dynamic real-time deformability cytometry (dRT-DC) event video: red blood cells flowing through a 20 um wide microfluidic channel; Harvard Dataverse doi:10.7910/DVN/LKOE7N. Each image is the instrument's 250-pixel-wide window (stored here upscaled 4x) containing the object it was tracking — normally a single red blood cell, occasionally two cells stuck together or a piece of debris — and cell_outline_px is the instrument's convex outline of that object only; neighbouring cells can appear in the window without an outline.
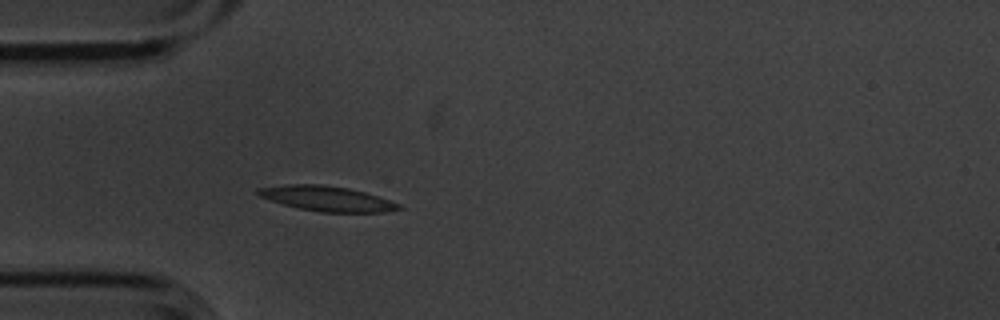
{"species": "common noctule bat (a hibernating species)", "species_latin": "Nyctalus noctula", "temperature_condition": "cold", "stored_images_in_passage": 4, "camera_frame_rate_fps": 3000, "um_per_image_px": 0.085, "animal": {"sex": "male", "body_mass_g": 20.1, "forearm_length_mm": 53.5}, "frame": {"image": 1, "passage_image": 4, "time_ms": 1.0, "image_size_px": [1000, 320], "cell_outline_px": [[404, 208], [384, 212], [320, 212], [300, 208], [284, 204], [260, 196], [256, 192], [256, 188], [284, 184], [320, 184], [348, 188], [364, 192], [400, 204]], "centroid_in_image_um": [27.78, 16.87], "position_along_channel_um": 57.2, "area_um2": 20.29}}